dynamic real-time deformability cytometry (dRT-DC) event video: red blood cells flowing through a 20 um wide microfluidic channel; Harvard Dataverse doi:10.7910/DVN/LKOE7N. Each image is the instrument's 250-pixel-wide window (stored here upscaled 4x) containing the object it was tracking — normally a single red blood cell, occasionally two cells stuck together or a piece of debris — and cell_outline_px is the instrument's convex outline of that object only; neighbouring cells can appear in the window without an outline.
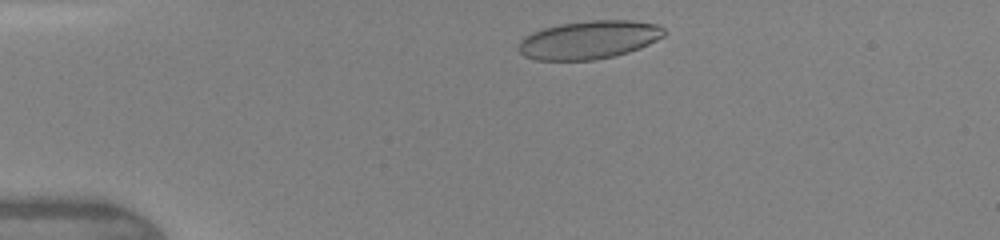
{"species": "human", "species_latin": "Homo sapiens", "temperature_condition": "warm", "stored_images_in_passage": 39, "camera_frame_rate_fps": 3000, "um_per_image_px": 0.085, "donor": {"sex": "female"}, "frame": {"image": 1, "passage_image": 3, "time_ms": 0.667, "image_size_px": [1000, 240], "cell_outline_px": [[668, 32], [664, 36], [640, 48], [628, 52], [596, 60], [536, 60], [524, 56], [520, 52], [520, 40], [524, 36], [532, 32], [544, 28], [560, 24], [592, 20], [632, 20], [656, 24], [664, 28]], "centroid_in_image_um": [50.09, 3.38], "position_along_channel_um": 34.9, "area_um2": 32.43}}
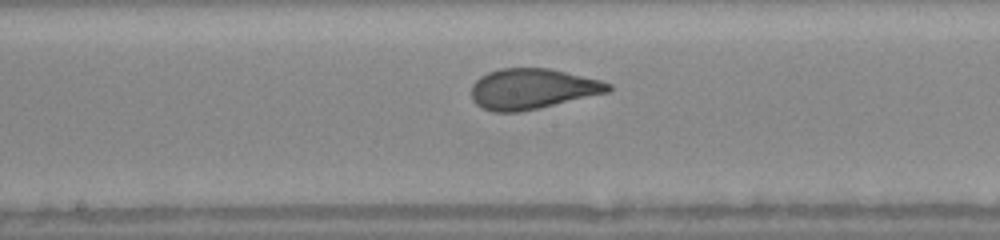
{"frame": {"image": 2, "passage_image": 18, "time_ms": 5.667, "image_size_px": [1000, 240], "cell_outline_px": [[612, 88], [608, 92], [540, 108], [520, 112], [492, 112], [476, 104], [472, 100], [472, 84], [480, 76], [488, 72], [500, 68], [548, 68], [600, 80], [612, 84]], "centroid_in_image_um": [45.22, 7.55], "position_along_channel_um": 203.0, "area_um2": 32.25}}
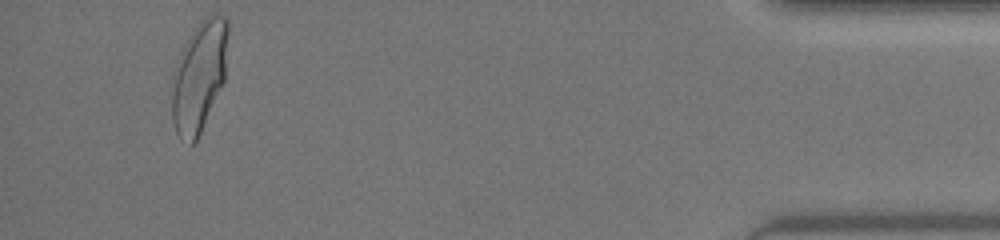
{"frame": {"image": 3, "passage_image": 37, "time_ms": 12.0, "image_size_px": [1000, 240], "cell_outline_px": [[228, 32], [224, 80], [196, 144], [192, 144], [180, 140], [176, 132], [172, 120], [172, 72], [176, 60], [184, 44], [200, 20], [204, 16], [224, 16], [228, 20]], "centroid_in_image_um": [16.9, 6.52], "position_along_channel_um": 418.3, "area_um2": 36.36}, "authors_computed_cell_mechanics": {"area_um2": 32.657, "velocity_mm_per_s": 4.3694, "shape_relaxation_time_tau1_ms": 4.1715, "shape_relaxation_time_tau2_ms": null, "deformation_change_tau1": 0.1646, "deformation_change_tau2": null}}